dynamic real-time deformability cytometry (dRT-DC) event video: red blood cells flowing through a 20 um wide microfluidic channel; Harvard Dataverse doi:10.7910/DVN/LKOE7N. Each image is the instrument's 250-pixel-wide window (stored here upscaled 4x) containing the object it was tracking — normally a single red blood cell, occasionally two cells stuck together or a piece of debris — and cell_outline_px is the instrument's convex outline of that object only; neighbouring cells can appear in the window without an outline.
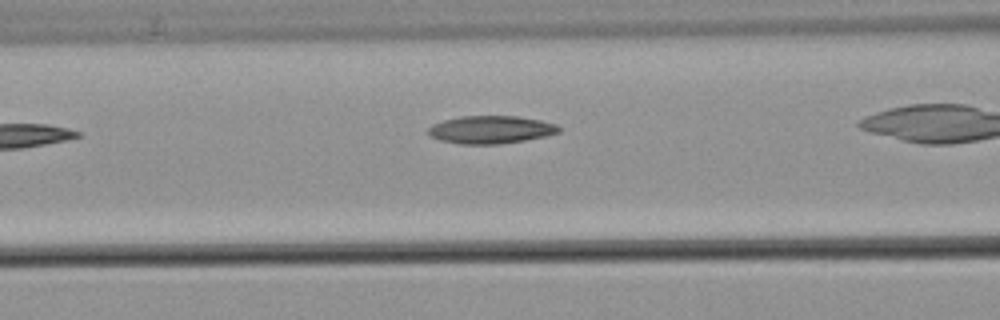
{"species": "common noctule bat (a hibernating species)", "species_latin": "Nyctalus noctula", "temperature_condition": "warm", "stored_images_in_passage": 6, "camera_frame_rate_fps": 3000, "um_per_image_px": 0.085, "animal": {"sex": "male", "body_mass_g": 21.5, "forearm_length_mm": 52.0}, "frame": {"image": 1, "passage_image": 5, "time_ms": 5.0, "image_size_px": [1000, 320], "cell_outline_px": [[560, 132], [544, 136], [524, 140], [500, 144], [460, 144], [440, 140], [428, 136], [428, 128], [432, 124], [444, 120], [460, 116], [516, 116], [540, 120], [556, 124], [560, 128]], "centroid_in_image_um": [41.68, 11.02], "position_along_channel_um": 124.9, "area_um2": 21.15}}